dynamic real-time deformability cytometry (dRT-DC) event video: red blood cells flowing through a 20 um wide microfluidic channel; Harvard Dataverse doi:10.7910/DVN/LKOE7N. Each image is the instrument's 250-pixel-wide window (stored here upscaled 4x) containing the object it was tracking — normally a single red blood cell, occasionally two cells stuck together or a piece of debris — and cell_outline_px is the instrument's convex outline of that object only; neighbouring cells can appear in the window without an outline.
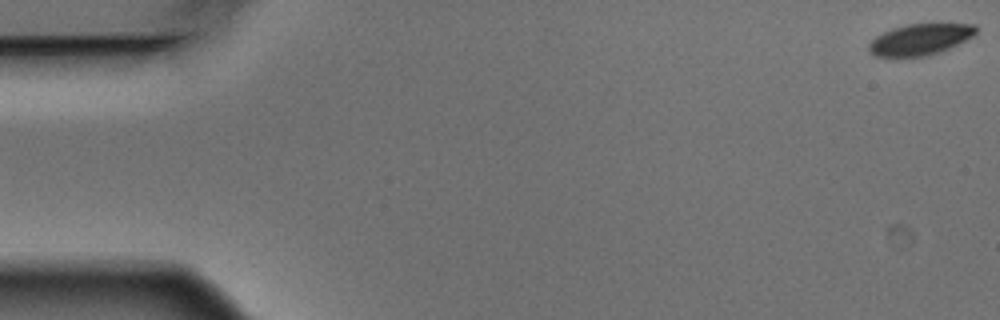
{"species": "Egyptian fruit bat (a non-hibernating species)", "species_latin": "Rousettus aegyptiacus", "temperature_condition": "warm", "stored_images_in_passage": 6, "camera_frame_rate_fps": 3000, "um_per_image_px": 0.085, "animal": {"sex": "male"}, "frame": {"image": 1, "passage_image": 1, "time_ms": 0.0, "image_size_px": [1000, 320], "cell_outline_px": [[976, 32], [972, 36], [940, 52], [928, 56], [896, 60], [876, 56], [868, 52], [868, 44], [876, 36], [892, 28], [908, 24], [976, 24]], "centroid_in_image_um": [78.11, 3.41], "position_along_channel_um": 6.9, "area_um2": 19.94}}
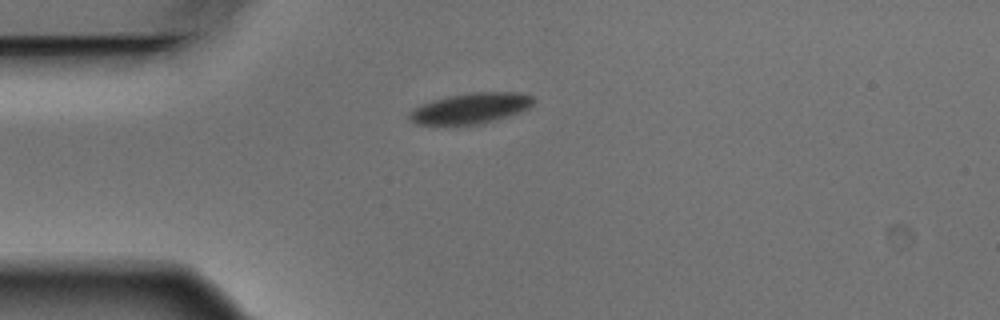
{"frame": {"image": 2, "passage_image": 5, "time_ms": 1.333, "image_size_px": [1000, 320], "cell_outline_px": [[536, 100], [528, 108], [520, 112], [484, 124], [416, 124], [408, 120], [408, 112], [412, 108], [432, 100], [448, 96], [472, 92], [516, 92], [532, 96]], "centroid_in_image_um": [39.99, 9.2], "position_along_channel_um": 45.0, "area_um2": 22.25}}